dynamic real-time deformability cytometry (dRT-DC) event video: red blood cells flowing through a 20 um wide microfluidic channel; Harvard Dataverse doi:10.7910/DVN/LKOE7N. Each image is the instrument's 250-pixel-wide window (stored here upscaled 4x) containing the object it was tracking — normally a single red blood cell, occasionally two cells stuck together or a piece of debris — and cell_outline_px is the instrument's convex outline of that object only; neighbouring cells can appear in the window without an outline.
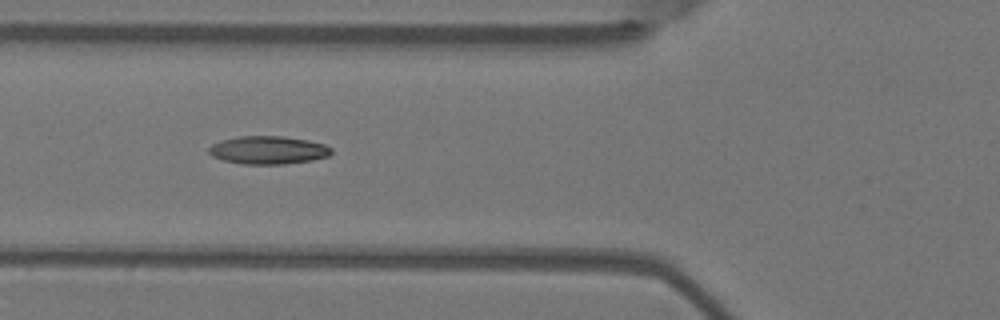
{"species": "Egyptian fruit bat (a non-hibernating species)", "species_latin": "Rousettus aegyptiacus", "temperature_condition": "warm", "stored_images_in_passage": 4, "camera_frame_rate_fps": 3000, "um_per_image_px": 0.085, "animal": {"sex": "female"}, "frame": {"image": 1, "passage_image": 3, "time_ms": 0.667, "image_size_px": [1000, 320], "cell_outline_px": [[332, 152], [328, 156], [312, 160], [284, 164], [240, 164], [224, 160], [212, 156], [208, 152], [208, 148], [212, 144], [224, 140], [240, 136], [280, 136], [308, 140], [324, 144], [332, 148]], "centroid_in_image_um": [22.8, 12.76], "position_along_channel_um": 103.0, "area_um2": 19.94}}
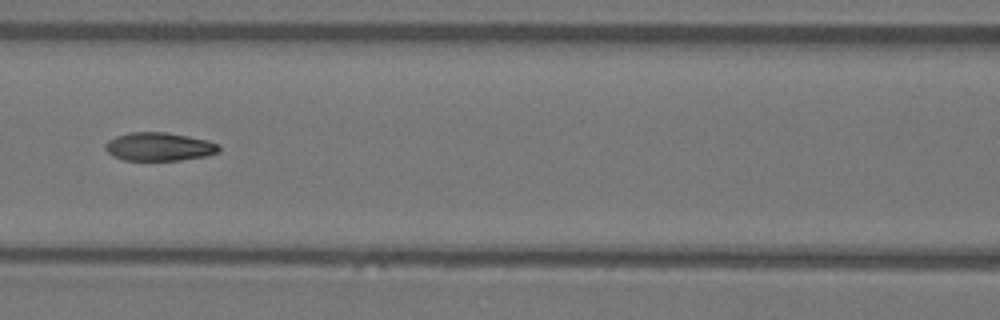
{"frame": {"image": 2, "passage_image": 4, "time_ms": 1.0, "image_size_px": [1000, 320], "cell_outline_px": [[220, 152], [204, 156], [180, 160], [124, 160], [112, 156], [104, 148], [104, 144], [108, 140], [116, 136], [128, 132], [164, 132], [188, 136], [208, 140], [220, 144]], "centroid_in_image_um": [13.52, 12.46], "position_along_channel_um": 153.1, "area_um2": 18.9}}